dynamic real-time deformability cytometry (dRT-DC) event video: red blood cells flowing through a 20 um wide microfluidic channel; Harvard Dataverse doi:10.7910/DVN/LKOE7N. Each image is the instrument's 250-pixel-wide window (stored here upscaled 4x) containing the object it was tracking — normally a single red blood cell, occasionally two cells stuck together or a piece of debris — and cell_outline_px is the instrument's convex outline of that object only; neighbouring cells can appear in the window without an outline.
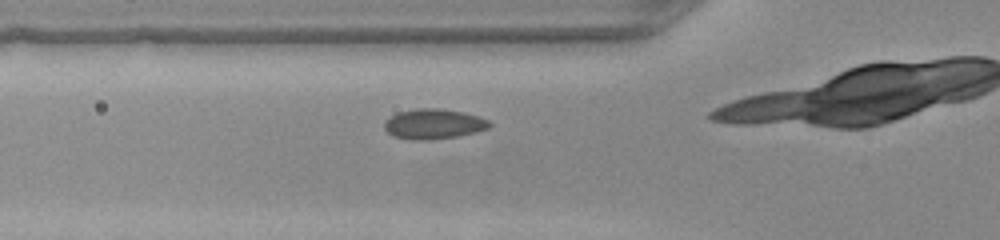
{"species": "common noctule bat (a hibernating species)", "species_latin": "Nyctalus noctula", "temperature_condition": "warm", "stored_images_in_passage": 9, "camera_frame_rate_fps": 3000, "um_per_image_px": 0.085, "animal": {"sex": "female", "body_mass_g": 22.0, "forearm_length_mm": 56.7}, "frame": {"image": 1, "passage_image": 6, "time_ms": 1.667, "image_size_px": [1000, 240], "cell_outline_px": [[492, 124], [488, 128], [476, 132], [460, 136], [432, 140], [416, 140], [392, 136], [384, 128], [384, 120], [400, 112], [416, 108], [440, 108], [464, 112], [480, 116], [488, 120]], "centroid_in_image_um": [36.88, 10.54], "position_along_channel_um": 88.9, "area_um2": 18.61}}